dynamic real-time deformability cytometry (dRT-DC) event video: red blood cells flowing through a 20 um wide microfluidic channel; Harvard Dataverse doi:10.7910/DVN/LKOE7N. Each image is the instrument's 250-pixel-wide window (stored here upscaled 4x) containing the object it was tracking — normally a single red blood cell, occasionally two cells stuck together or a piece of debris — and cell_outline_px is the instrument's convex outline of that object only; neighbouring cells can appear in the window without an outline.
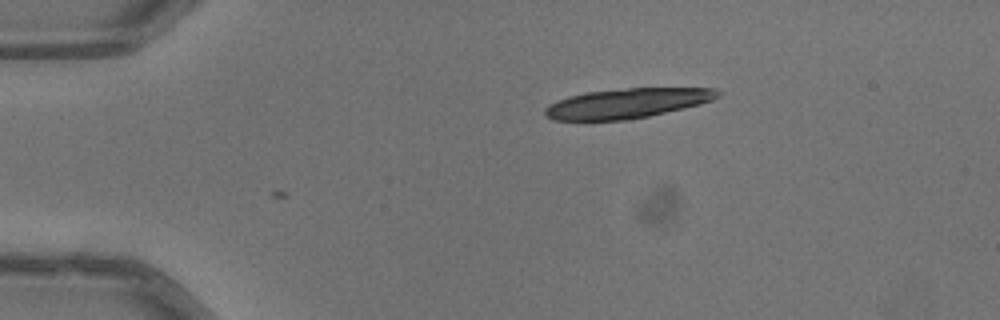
{"species": "common noctule bat (a hibernating species)", "species_latin": "Nyctalus noctula", "temperature_condition": "warm", "stored_images_in_passage": 3, "camera_frame_rate_fps": 3000, "um_per_image_px": 0.085, "animal": {"sex": "male", "body_mass_g": 13.3}, "frame": {"image": 1, "passage_image": 3, "time_ms": 0.667, "image_size_px": [1000, 320], "cell_outline_px": [[720, 96], [712, 100], [700, 104], [684, 108], [648, 116], [628, 120], [552, 120], [544, 112], [544, 108], [548, 104], [568, 96], [588, 92], [628, 88], [716, 88], [720, 92]], "centroid_in_image_um": [53.31, 8.78], "position_along_channel_um": 31.7, "area_um2": 29.88}}